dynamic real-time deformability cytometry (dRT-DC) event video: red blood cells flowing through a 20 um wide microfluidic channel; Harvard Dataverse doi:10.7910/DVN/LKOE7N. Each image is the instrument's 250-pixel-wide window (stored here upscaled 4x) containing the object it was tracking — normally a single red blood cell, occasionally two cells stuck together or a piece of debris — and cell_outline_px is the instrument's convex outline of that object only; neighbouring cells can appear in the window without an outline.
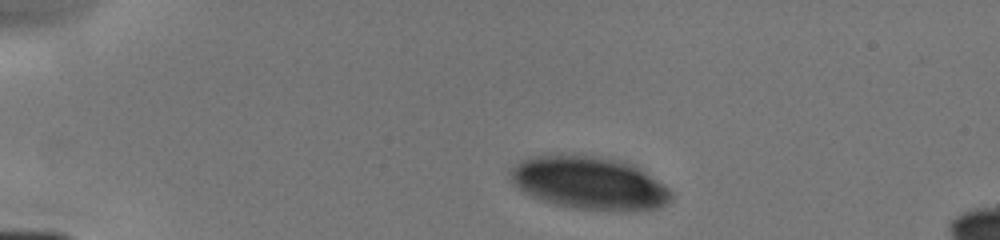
{"species": "human", "species_latin": "Homo sapiens", "temperature_condition": "cold", "stored_images_in_passage": 2, "camera_frame_rate_fps": 3000, "um_per_image_px": 0.085, "donor": {"sex": "male"}, "frame": {"image": 1, "passage_image": 1, "time_ms": 0.0, "image_size_px": [1000, 240], "cell_outline_px": [[672, 200], [660, 208], [572, 208], [540, 200], [524, 192], [512, 180], [508, 172], [520, 160], [528, 156], [560, 152], [628, 160], [636, 164], [664, 184], [672, 192]], "centroid_in_image_um": [50.06, 15.46], "position_along_channel_um": 34.9, "area_um2": 49.77}}